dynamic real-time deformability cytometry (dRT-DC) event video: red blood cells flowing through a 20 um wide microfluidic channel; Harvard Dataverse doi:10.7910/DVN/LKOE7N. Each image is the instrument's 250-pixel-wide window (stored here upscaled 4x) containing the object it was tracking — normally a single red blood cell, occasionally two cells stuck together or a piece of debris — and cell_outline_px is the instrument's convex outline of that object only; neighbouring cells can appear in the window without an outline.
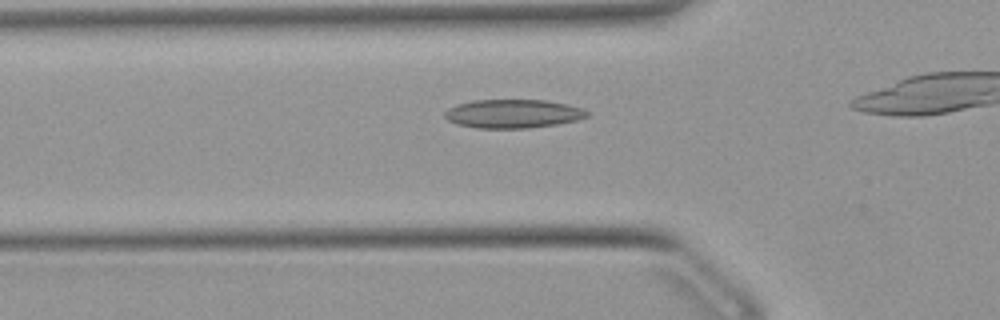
{"species": "Egyptian fruit bat (a non-hibernating species)", "species_latin": "Rousettus aegyptiacus", "temperature_condition": "warm", "stored_images_in_passage": 34, "camera_frame_rate_fps": 3000, "um_per_image_px": 0.085, "animal": {"sex": "female"}, "frame": {"image": 1, "passage_image": 10, "time_ms": 3.0, "image_size_px": [1000, 320], "cell_outline_px": [[588, 116], [576, 120], [556, 124], [528, 128], [476, 128], [456, 124], [448, 120], [444, 116], [444, 112], [448, 108], [456, 104], [472, 100], [544, 100], [568, 104], [584, 108], [588, 112]], "centroid_in_image_um": [43.58, 9.66], "position_along_channel_um": 82.2, "area_um2": 23.87}}
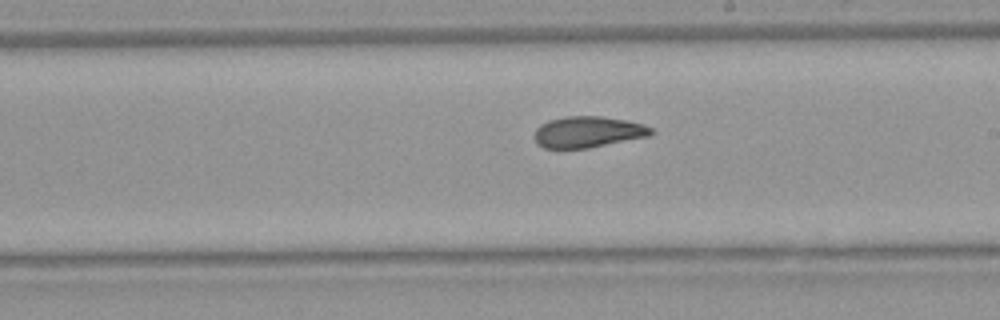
{"frame": {"image": 2, "passage_image": 22, "time_ms": 7.0, "image_size_px": [1000, 320], "cell_outline_px": [[656, 132], [652, 136], [588, 148], [544, 148], [536, 144], [532, 136], [536, 128], [540, 124], [548, 120], [564, 116], [600, 116], [628, 120], [644, 124], [652, 128]], "centroid_in_image_um": [49.98, 11.21], "position_along_channel_um": 239.0, "area_um2": 21.73}}
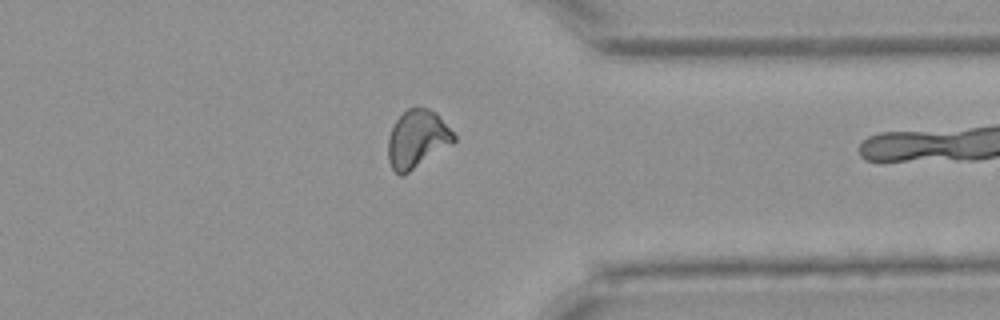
{"frame": {"image": 3, "passage_image": 33, "time_ms": 10.667, "image_size_px": [1000, 320], "cell_outline_px": [[456, 140], [452, 144], [408, 172], [400, 176], [392, 168], [388, 160], [388, 136], [396, 120], [408, 108], [428, 108], [436, 112], [456, 136]], "centroid_in_image_um": [35.46, 11.81], "position_along_channel_um": 375.9, "area_um2": 21.91}}